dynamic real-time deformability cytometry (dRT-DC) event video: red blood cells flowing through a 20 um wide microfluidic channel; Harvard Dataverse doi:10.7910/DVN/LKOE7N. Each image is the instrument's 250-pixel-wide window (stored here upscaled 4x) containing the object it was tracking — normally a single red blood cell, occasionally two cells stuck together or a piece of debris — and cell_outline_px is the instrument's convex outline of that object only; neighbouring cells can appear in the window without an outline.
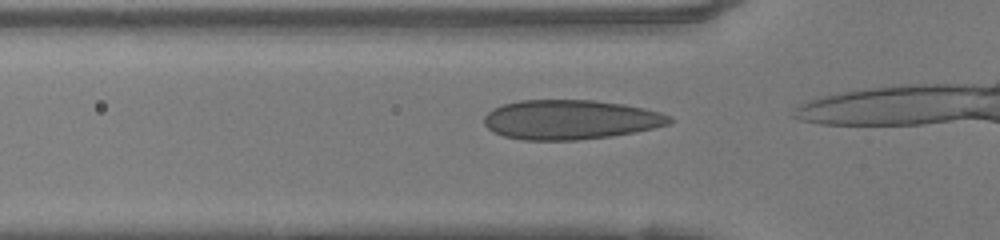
{"species": "human", "species_latin": "Homo sapiens", "temperature_condition": "warm", "stored_images_in_passage": 6, "camera_frame_rate_fps": 3000, "um_per_image_px": 0.085, "donor": {"sex": "female"}, "frame": {"image": 1, "passage_image": 2, "time_ms": 0.333, "image_size_px": [1000, 240], "cell_outline_px": [[676, 120], [668, 124], [636, 132], [612, 136], [576, 140], [524, 140], [504, 136], [492, 132], [484, 124], [484, 116], [492, 108], [504, 104], [520, 100], [592, 100], [624, 104], [644, 108], [660, 112], [672, 116]], "centroid_in_image_um": [48.49, 10.17], "position_along_channel_um": 77.3, "area_um2": 42.95}}
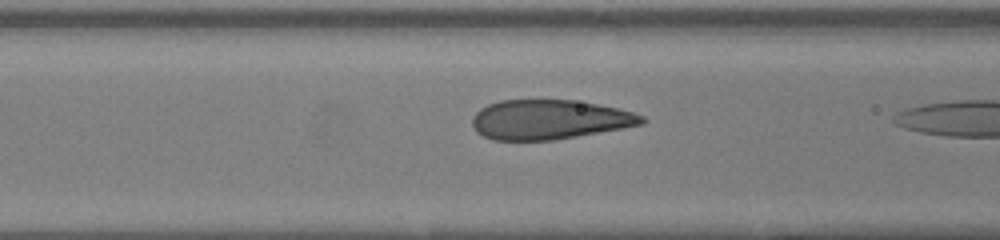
{"frame": {"image": 2, "passage_image": 5, "time_ms": 1.333, "image_size_px": [1000, 240], "cell_outline_px": [[648, 120], [644, 124], [576, 136], [552, 140], [492, 140], [476, 132], [472, 124], [472, 116], [480, 108], [488, 104], [500, 100], [572, 100], [596, 104], [616, 108], [632, 112], [644, 116]], "centroid_in_image_um": [46.67, 10.16], "position_along_channel_um": 119.9, "area_um2": 38.96}}